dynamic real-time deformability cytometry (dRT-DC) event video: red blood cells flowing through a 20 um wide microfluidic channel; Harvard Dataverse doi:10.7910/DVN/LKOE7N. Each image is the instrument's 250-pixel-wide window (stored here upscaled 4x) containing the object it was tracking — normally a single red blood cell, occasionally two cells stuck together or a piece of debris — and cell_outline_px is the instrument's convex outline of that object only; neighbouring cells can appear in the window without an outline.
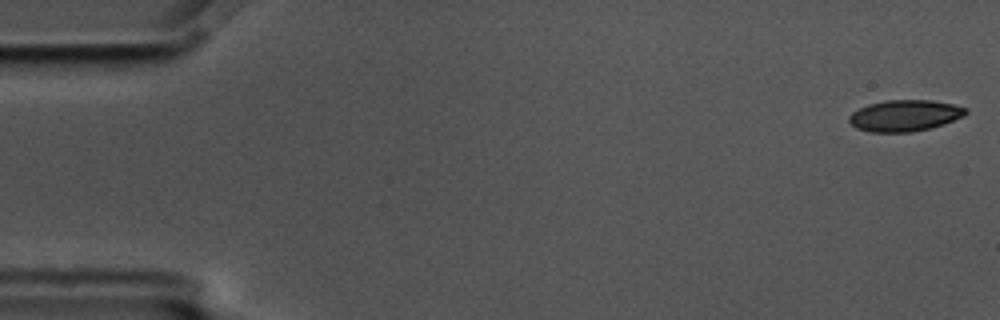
{"species": "common noctule bat (a hibernating species)", "species_latin": "Nyctalus noctula", "temperature_condition": "cold", "stored_images_in_passage": 6, "camera_frame_rate_fps": 3000, "um_per_image_px": 0.085, "animal": {"sex": "male", "body_mass_g": 17.5, "forearm_length_mm": 52.3}, "frame": {"image": 1, "passage_image": 1, "time_ms": 0.0, "image_size_px": [1000, 320], "cell_outline_px": [[968, 112], [964, 116], [944, 124], [932, 128], [912, 132], [868, 132], [856, 128], [848, 120], [848, 116], [852, 112], [868, 104], [884, 100], [932, 100], [952, 104], [968, 108]], "centroid_in_image_um": [76.91, 9.83], "position_along_channel_um": 8.1, "area_um2": 21.5}}
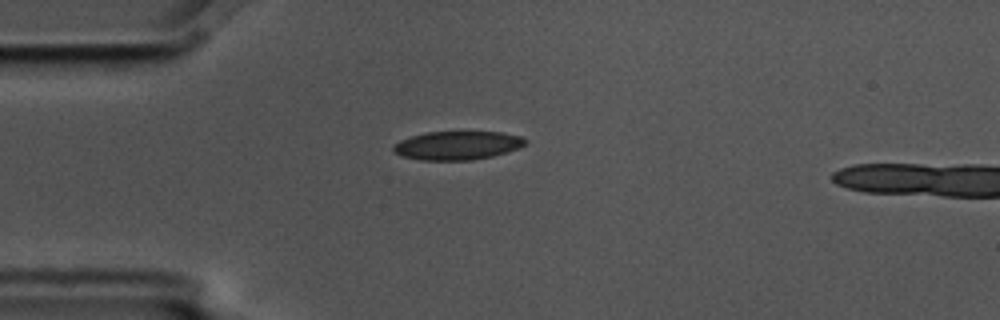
{"frame": {"image": 2, "passage_image": 4, "time_ms": 1.0, "image_size_px": [1000, 320], "cell_outline_px": [[528, 140], [520, 148], [492, 156], [472, 160], [420, 160], [400, 156], [392, 148], [400, 140], [424, 132], [504, 132], [520, 136]], "centroid_in_image_um": [38.89, 12.36], "position_along_channel_um": 46.1, "area_um2": 21.96}}